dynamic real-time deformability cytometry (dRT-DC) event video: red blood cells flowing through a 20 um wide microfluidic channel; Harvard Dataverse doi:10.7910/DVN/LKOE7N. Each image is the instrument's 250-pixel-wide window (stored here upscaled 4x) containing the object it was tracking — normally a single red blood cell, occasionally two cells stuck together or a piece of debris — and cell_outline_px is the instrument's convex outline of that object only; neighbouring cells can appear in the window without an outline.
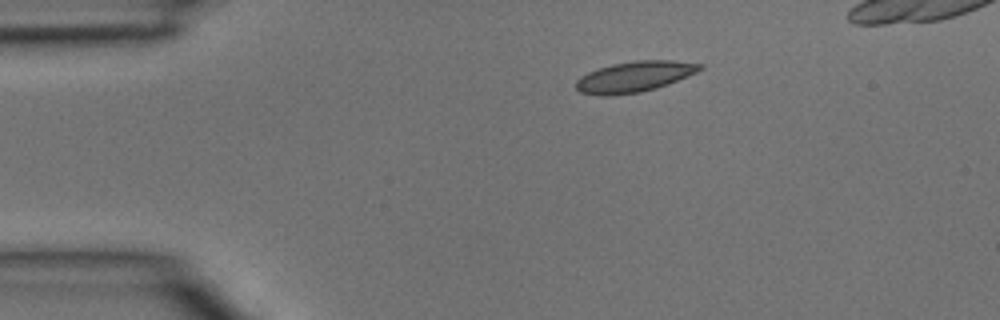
{"species": "common noctule bat (a hibernating species)", "species_latin": "Nyctalus noctula", "temperature_condition": "room temperature", "stored_images_in_passage": 3, "camera_frame_rate_fps": 3000, "um_per_image_px": 0.085, "animal": {"sex": "male", "body_mass_g": 15.6}, "frame": {"image": 1, "passage_image": 1, "time_ms": 0.0, "image_size_px": [1000, 320], "cell_outline_px": [[704, 68], [696, 72], [668, 84], [656, 88], [640, 92], [612, 96], [600, 96], [580, 92], [576, 88], [576, 80], [580, 76], [588, 72], [612, 64], [636, 60], [672, 60], [704, 64]], "centroid_in_image_um": [53.92, 6.52], "position_along_channel_um": 31.1, "area_um2": 22.2}}